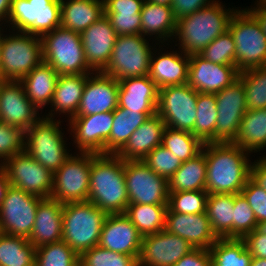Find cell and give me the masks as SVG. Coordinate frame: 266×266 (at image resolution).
<instances>
[{"label":"cell","instance_id":"1","mask_svg":"<svg viewBox=\"0 0 266 266\" xmlns=\"http://www.w3.org/2000/svg\"><path fill=\"white\" fill-rule=\"evenodd\" d=\"M205 148V149H204ZM208 194H240L250 178L248 152L232 142L205 143Z\"/></svg>","mask_w":266,"mask_h":266},{"label":"cell","instance_id":"2","mask_svg":"<svg viewBox=\"0 0 266 266\" xmlns=\"http://www.w3.org/2000/svg\"><path fill=\"white\" fill-rule=\"evenodd\" d=\"M88 202L107 214H123L129 204L124 160L114 154H97L91 161Z\"/></svg>","mask_w":266,"mask_h":266},{"label":"cell","instance_id":"3","mask_svg":"<svg viewBox=\"0 0 266 266\" xmlns=\"http://www.w3.org/2000/svg\"><path fill=\"white\" fill-rule=\"evenodd\" d=\"M219 1L177 20L175 39L187 55L200 54L216 37L228 30L236 9H224ZM178 36V37H177Z\"/></svg>","mask_w":266,"mask_h":266},{"label":"cell","instance_id":"4","mask_svg":"<svg viewBox=\"0 0 266 266\" xmlns=\"http://www.w3.org/2000/svg\"><path fill=\"white\" fill-rule=\"evenodd\" d=\"M107 213L91 202L66 203L62 211V240L79 256L98 246Z\"/></svg>","mask_w":266,"mask_h":266},{"label":"cell","instance_id":"5","mask_svg":"<svg viewBox=\"0 0 266 266\" xmlns=\"http://www.w3.org/2000/svg\"><path fill=\"white\" fill-rule=\"evenodd\" d=\"M43 62L59 75L93 74L88 67L80 33L57 27L41 37Z\"/></svg>","mask_w":266,"mask_h":266},{"label":"cell","instance_id":"6","mask_svg":"<svg viewBox=\"0 0 266 266\" xmlns=\"http://www.w3.org/2000/svg\"><path fill=\"white\" fill-rule=\"evenodd\" d=\"M228 30L235 42V65L239 72L266 66V35L246 9L235 12Z\"/></svg>","mask_w":266,"mask_h":266},{"label":"cell","instance_id":"7","mask_svg":"<svg viewBox=\"0 0 266 266\" xmlns=\"http://www.w3.org/2000/svg\"><path fill=\"white\" fill-rule=\"evenodd\" d=\"M61 121L42 116L25 131L24 150L52 173L57 171L71 155L67 152Z\"/></svg>","mask_w":266,"mask_h":266},{"label":"cell","instance_id":"8","mask_svg":"<svg viewBox=\"0 0 266 266\" xmlns=\"http://www.w3.org/2000/svg\"><path fill=\"white\" fill-rule=\"evenodd\" d=\"M13 33L2 38L1 80L20 81L43 62L41 37L25 32Z\"/></svg>","mask_w":266,"mask_h":266},{"label":"cell","instance_id":"9","mask_svg":"<svg viewBox=\"0 0 266 266\" xmlns=\"http://www.w3.org/2000/svg\"><path fill=\"white\" fill-rule=\"evenodd\" d=\"M145 36L118 35L110 60L102 73L122 80L148 75L152 49Z\"/></svg>","mask_w":266,"mask_h":266},{"label":"cell","instance_id":"10","mask_svg":"<svg viewBox=\"0 0 266 266\" xmlns=\"http://www.w3.org/2000/svg\"><path fill=\"white\" fill-rule=\"evenodd\" d=\"M13 31L42 37L61 25L60 0H12L7 23Z\"/></svg>","mask_w":266,"mask_h":266},{"label":"cell","instance_id":"11","mask_svg":"<svg viewBox=\"0 0 266 266\" xmlns=\"http://www.w3.org/2000/svg\"><path fill=\"white\" fill-rule=\"evenodd\" d=\"M79 155L71 154L53 173L51 198L62 204L88 201L91 161L97 154L79 152Z\"/></svg>","mask_w":266,"mask_h":266},{"label":"cell","instance_id":"12","mask_svg":"<svg viewBox=\"0 0 266 266\" xmlns=\"http://www.w3.org/2000/svg\"><path fill=\"white\" fill-rule=\"evenodd\" d=\"M198 92L187 83L159 89L157 113L165 125L192 132L197 116Z\"/></svg>","mask_w":266,"mask_h":266},{"label":"cell","instance_id":"13","mask_svg":"<svg viewBox=\"0 0 266 266\" xmlns=\"http://www.w3.org/2000/svg\"><path fill=\"white\" fill-rule=\"evenodd\" d=\"M9 184L40 198L51 197L53 173L34 160L25 150L0 163Z\"/></svg>","mask_w":266,"mask_h":266},{"label":"cell","instance_id":"14","mask_svg":"<svg viewBox=\"0 0 266 266\" xmlns=\"http://www.w3.org/2000/svg\"><path fill=\"white\" fill-rule=\"evenodd\" d=\"M124 177L129 204L168 205V181L142 160L124 161Z\"/></svg>","mask_w":266,"mask_h":266},{"label":"cell","instance_id":"15","mask_svg":"<svg viewBox=\"0 0 266 266\" xmlns=\"http://www.w3.org/2000/svg\"><path fill=\"white\" fill-rule=\"evenodd\" d=\"M42 199L10 185L0 205L2 233L29 239L36 218V209Z\"/></svg>","mask_w":266,"mask_h":266},{"label":"cell","instance_id":"16","mask_svg":"<svg viewBox=\"0 0 266 266\" xmlns=\"http://www.w3.org/2000/svg\"><path fill=\"white\" fill-rule=\"evenodd\" d=\"M218 116L215 142H233L238 134L241 120L247 111L246 91L238 78L231 85L215 94Z\"/></svg>","mask_w":266,"mask_h":266},{"label":"cell","instance_id":"17","mask_svg":"<svg viewBox=\"0 0 266 266\" xmlns=\"http://www.w3.org/2000/svg\"><path fill=\"white\" fill-rule=\"evenodd\" d=\"M193 249L185 239L162 230L142 237L138 266H173Z\"/></svg>","mask_w":266,"mask_h":266},{"label":"cell","instance_id":"18","mask_svg":"<svg viewBox=\"0 0 266 266\" xmlns=\"http://www.w3.org/2000/svg\"><path fill=\"white\" fill-rule=\"evenodd\" d=\"M38 112V113H37ZM20 81L4 80L0 86V122L26 131L41 117Z\"/></svg>","mask_w":266,"mask_h":266},{"label":"cell","instance_id":"19","mask_svg":"<svg viewBox=\"0 0 266 266\" xmlns=\"http://www.w3.org/2000/svg\"><path fill=\"white\" fill-rule=\"evenodd\" d=\"M74 143L80 152L106 154V141L113 124V112H102L69 119Z\"/></svg>","mask_w":266,"mask_h":266},{"label":"cell","instance_id":"20","mask_svg":"<svg viewBox=\"0 0 266 266\" xmlns=\"http://www.w3.org/2000/svg\"><path fill=\"white\" fill-rule=\"evenodd\" d=\"M236 65H221L190 55L187 84L200 93L216 94L239 77Z\"/></svg>","mask_w":266,"mask_h":266},{"label":"cell","instance_id":"21","mask_svg":"<svg viewBox=\"0 0 266 266\" xmlns=\"http://www.w3.org/2000/svg\"><path fill=\"white\" fill-rule=\"evenodd\" d=\"M93 75L90 74L86 80L75 116L113 112L118 107L119 81L102 72Z\"/></svg>","mask_w":266,"mask_h":266},{"label":"cell","instance_id":"22","mask_svg":"<svg viewBox=\"0 0 266 266\" xmlns=\"http://www.w3.org/2000/svg\"><path fill=\"white\" fill-rule=\"evenodd\" d=\"M141 244L142 236L125 213L107 215L98 246L139 259Z\"/></svg>","mask_w":266,"mask_h":266},{"label":"cell","instance_id":"23","mask_svg":"<svg viewBox=\"0 0 266 266\" xmlns=\"http://www.w3.org/2000/svg\"><path fill=\"white\" fill-rule=\"evenodd\" d=\"M117 36L105 15L80 33L85 59L92 73L102 72L105 69Z\"/></svg>","mask_w":266,"mask_h":266},{"label":"cell","instance_id":"24","mask_svg":"<svg viewBox=\"0 0 266 266\" xmlns=\"http://www.w3.org/2000/svg\"><path fill=\"white\" fill-rule=\"evenodd\" d=\"M165 230L185 239L194 248L209 249L219 239L212 230L206 212L185 214L167 209Z\"/></svg>","mask_w":266,"mask_h":266},{"label":"cell","instance_id":"25","mask_svg":"<svg viewBox=\"0 0 266 266\" xmlns=\"http://www.w3.org/2000/svg\"><path fill=\"white\" fill-rule=\"evenodd\" d=\"M158 96L159 89L148 75L119 80L118 107L150 117L157 113Z\"/></svg>","mask_w":266,"mask_h":266},{"label":"cell","instance_id":"26","mask_svg":"<svg viewBox=\"0 0 266 266\" xmlns=\"http://www.w3.org/2000/svg\"><path fill=\"white\" fill-rule=\"evenodd\" d=\"M63 206L64 204L51 197L43 198L39 202L34 226L28 239L35 248L62 240Z\"/></svg>","mask_w":266,"mask_h":266},{"label":"cell","instance_id":"27","mask_svg":"<svg viewBox=\"0 0 266 266\" xmlns=\"http://www.w3.org/2000/svg\"><path fill=\"white\" fill-rule=\"evenodd\" d=\"M166 125L156 113L150 116L129 137L126 145L116 154L124 161H141L162 143Z\"/></svg>","mask_w":266,"mask_h":266},{"label":"cell","instance_id":"28","mask_svg":"<svg viewBox=\"0 0 266 266\" xmlns=\"http://www.w3.org/2000/svg\"><path fill=\"white\" fill-rule=\"evenodd\" d=\"M180 54L175 51L163 54L161 52L158 57L154 58L155 55L152 52L148 76L156 84L158 89L187 83L190 55L184 52Z\"/></svg>","mask_w":266,"mask_h":266},{"label":"cell","instance_id":"29","mask_svg":"<svg viewBox=\"0 0 266 266\" xmlns=\"http://www.w3.org/2000/svg\"><path fill=\"white\" fill-rule=\"evenodd\" d=\"M89 75L90 74L59 75L50 103V105L54 107V110L51 109V113L49 112L45 118L54 119V111H56V114L58 111V113H67L66 115H69V118L72 119L79 109V103Z\"/></svg>","mask_w":266,"mask_h":266},{"label":"cell","instance_id":"30","mask_svg":"<svg viewBox=\"0 0 266 266\" xmlns=\"http://www.w3.org/2000/svg\"><path fill=\"white\" fill-rule=\"evenodd\" d=\"M61 27L81 33L104 15L103 0H60Z\"/></svg>","mask_w":266,"mask_h":266},{"label":"cell","instance_id":"31","mask_svg":"<svg viewBox=\"0 0 266 266\" xmlns=\"http://www.w3.org/2000/svg\"><path fill=\"white\" fill-rule=\"evenodd\" d=\"M58 76L49 64L42 62L20 80L26 96L38 109L51 103Z\"/></svg>","mask_w":266,"mask_h":266},{"label":"cell","instance_id":"32","mask_svg":"<svg viewBox=\"0 0 266 266\" xmlns=\"http://www.w3.org/2000/svg\"><path fill=\"white\" fill-rule=\"evenodd\" d=\"M141 35L156 36L163 42L173 37L176 32L177 20L174 18L172 7L159 5L145 0L141 9Z\"/></svg>","mask_w":266,"mask_h":266},{"label":"cell","instance_id":"33","mask_svg":"<svg viewBox=\"0 0 266 266\" xmlns=\"http://www.w3.org/2000/svg\"><path fill=\"white\" fill-rule=\"evenodd\" d=\"M251 153L266 147V108L247 110L241 120L238 134L232 142Z\"/></svg>","mask_w":266,"mask_h":266},{"label":"cell","instance_id":"34","mask_svg":"<svg viewBox=\"0 0 266 266\" xmlns=\"http://www.w3.org/2000/svg\"><path fill=\"white\" fill-rule=\"evenodd\" d=\"M206 157L201 151L194 158L182 162L180 168L168 180V192L206 189Z\"/></svg>","mask_w":266,"mask_h":266},{"label":"cell","instance_id":"35","mask_svg":"<svg viewBox=\"0 0 266 266\" xmlns=\"http://www.w3.org/2000/svg\"><path fill=\"white\" fill-rule=\"evenodd\" d=\"M148 118L145 113L117 107L113 111V124L106 141V154L116 155L126 145L131 134Z\"/></svg>","mask_w":266,"mask_h":266},{"label":"cell","instance_id":"36","mask_svg":"<svg viewBox=\"0 0 266 266\" xmlns=\"http://www.w3.org/2000/svg\"><path fill=\"white\" fill-rule=\"evenodd\" d=\"M234 194H208L206 214L218 238L233 239Z\"/></svg>","mask_w":266,"mask_h":266},{"label":"cell","instance_id":"37","mask_svg":"<svg viewBox=\"0 0 266 266\" xmlns=\"http://www.w3.org/2000/svg\"><path fill=\"white\" fill-rule=\"evenodd\" d=\"M168 205L128 204L125 215L135 225L142 237L165 230Z\"/></svg>","mask_w":266,"mask_h":266},{"label":"cell","instance_id":"38","mask_svg":"<svg viewBox=\"0 0 266 266\" xmlns=\"http://www.w3.org/2000/svg\"><path fill=\"white\" fill-rule=\"evenodd\" d=\"M36 248L25 237L0 234V266H35Z\"/></svg>","mask_w":266,"mask_h":266},{"label":"cell","instance_id":"39","mask_svg":"<svg viewBox=\"0 0 266 266\" xmlns=\"http://www.w3.org/2000/svg\"><path fill=\"white\" fill-rule=\"evenodd\" d=\"M209 252L211 266H250L252 260L242 239L219 238Z\"/></svg>","mask_w":266,"mask_h":266},{"label":"cell","instance_id":"40","mask_svg":"<svg viewBox=\"0 0 266 266\" xmlns=\"http://www.w3.org/2000/svg\"><path fill=\"white\" fill-rule=\"evenodd\" d=\"M196 111L194 130L191 133L203 144L214 143L218 116L215 94L198 92Z\"/></svg>","mask_w":266,"mask_h":266},{"label":"cell","instance_id":"41","mask_svg":"<svg viewBox=\"0 0 266 266\" xmlns=\"http://www.w3.org/2000/svg\"><path fill=\"white\" fill-rule=\"evenodd\" d=\"M161 145L181 162L194 158L202 151L203 143L189 131L165 127Z\"/></svg>","mask_w":266,"mask_h":266},{"label":"cell","instance_id":"42","mask_svg":"<svg viewBox=\"0 0 266 266\" xmlns=\"http://www.w3.org/2000/svg\"><path fill=\"white\" fill-rule=\"evenodd\" d=\"M238 78L245 87L247 110L266 108V66L242 71Z\"/></svg>","mask_w":266,"mask_h":266},{"label":"cell","instance_id":"43","mask_svg":"<svg viewBox=\"0 0 266 266\" xmlns=\"http://www.w3.org/2000/svg\"><path fill=\"white\" fill-rule=\"evenodd\" d=\"M80 256L63 240L36 248L35 266H79Z\"/></svg>","mask_w":266,"mask_h":266},{"label":"cell","instance_id":"44","mask_svg":"<svg viewBox=\"0 0 266 266\" xmlns=\"http://www.w3.org/2000/svg\"><path fill=\"white\" fill-rule=\"evenodd\" d=\"M79 266H138L135 256L94 246L80 255Z\"/></svg>","mask_w":266,"mask_h":266},{"label":"cell","instance_id":"45","mask_svg":"<svg viewBox=\"0 0 266 266\" xmlns=\"http://www.w3.org/2000/svg\"><path fill=\"white\" fill-rule=\"evenodd\" d=\"M207 197L208 193L205 190L169 193L168 209L185 214L205 213Z\"/></svg>","mask_w":266,"mask_h":266},{"label":"cell","instance_id":"46","mask_svg":"<svg viewBox=\"0 0 266 266\" xmlns=\"http://www.w3.org/2000/svg\"><path fill=\"white\" fill-rule=\"evenodd\" d=\"M235 42L230 31L227 30L216 37L201 52L205 60L221 65H235Z\"/></svg>","mask_w":266,"mask_h":266},{"label":"cell","instance_id":"47","mask_svg":"<svg viewBox=\"0 0 266 266\" xmlns=\"http://www.w3.org/2000/svg\"><path fill=\"white\" fill-rule=\"evenodd\" d=\"M258 222L245 197L234 194L233 239H243L257 228Z\"/></svg>","mask_w":266,"mask_h":266},{"label":"cell","instance_id":"48","mask_svg":"<svg viewBox=\"0 0 266 266\" xmlns=\"http://www.w3.org/2000/svg\"><path fill=\"white\" fill-rule=\"evenodd\" d=\"M142 161L167 181L182 164L178 157L162 145L155 147Z\"/></svg>","mask_w":266,"mask_h":266},{"label":"cell","instance_id":"49","mask_svg":"<svg viewBox=\"0 0 266 266\" xmlns=\"http://www.w3.org/2000/svg\"><path fill=\"white\" fill-rule=\"evenodd\" d=\"M25 132L0 122V159H6L24 151Z\"/></svg>","mask_w":266,"mask_h":266},{"label":"cell","instance_id":"50","mask_svg":"<svg viewBox=\"0 0 266 266\" xmlns=\"http://www.w3.org/2000/svg\"><path fill=\"white\" fill-rule=\"evenodd\" d=\"M241 194L252 208L258 224L266 221V191L249 178Z\"/></svg>","mask_w":266,"mask_h":266},{"label":"cell","instance_id":"51","mask_svg":"<svg viewBox=\"0 0 266 266\" xmlns=\"http://www.w3.org/2000/svg\"><path fill=\"white\" fill-rule=\"evenodd\" d=\"M117 35L141 34L140 13H104Z\"/></svg>","mask_w":266,"mask_h":266},{"label":"cell","instance_id":"52","mask_svg":"<svg viewBox=\"0 0 266 266\" xmlns=\"http://www.w3.org/2000/svg\"><path fill=\"white\" fill-rule=\"evenodd\" d=\"M104 13H141L145 0H103Z\"/></svg>","mask_w":266,"mask_h":266},{"label":"cell","instance_id":"53","mask_svg":"<svg viewBox=\"0 0 266 266\" xmlns=\"http://www.w3.org/2000/svg\"><path fill=\"white\" fill-rule=\"evenodd\" d=\"M214 0H173L172 11L176 20L190 15L213 3Z\"/></svg>","mask_w":266,"mask_h":266},{"label":"cell","instance_id":"54","mask_svg":"<svg viewBox=\"0 0 266 266\" xmlns=\"http://www.w3.org/2000/svg\"><path fill=\"white\" fill-rule=\"evenodd\" d=\"M252 257L266 258V234L257 228L242 239Z\"/></svg>","mask_w":266,"mask_h":266},{"label":"cell","instance_id":"55","mask_svg":"<svg viewBox=\"0 0 266 266\" xmlns=\"http://www.w3.org/2000/svg\"><path fill=\"white\" fill-rule=\"evenodd\" d=\"M173 266H211L209 249L195 248Z\"/></svg>","mask_w":266,"mask_h":266},{"label":"cell","instance_id":"56","mask_svg":"<svg viewBox=\"0 0 266 266\" xmlns=\"http://www.w3.org/2000/svg\"><path fill=\"white\" fill-rule=\"evenodd\" d=\"M250 178L266 191V157L251 163Z\"/></svg>","mask_w":266,"mask_h":266},{"label":"cell","instance_id":"57","mask_svg":"<svg viewBox=\"0 0 266 266\" xmlns=\"http://www.w3.org/2000/svg\"><path fill=\"white\" fill-rule=\"evenodd\" d=\"M246 10L258 21L261 30L266 35V8L257 6Z\"/></svg>","mask_w":266,"mask_h":266},{"label":"cell","instance_id":"58","mask_svg":"<svg viewBox=\"0 0 266 266\" xmlns=\"http://www.w3.org/2000/svg\"><path fill=\"white\" fill-rule=\"evenodd\" d=\"M10 186L6 173L0 165V205L5 198L8 187Z\"/></svg>","mask_w":266,"mask_h":266},{"label":"cell","instance_id":"59","mask_svg":"<svg viewBox=\"0 0 266 266\" xmlns=\"http://www.w3.org/2000/svg\"><path fill=\"white\" fill-rule=\"evenodd\" d=\"M11 2L12 0H0V22L6 21L9 16L10 8H11Z\"/></svg>","mask_w":266,"mask_h":266},{"label":"cell","instance_id":"60","mask_svg":"<svg viewBox=\"0 0 266 266\" xmlns=\"http://www.w3.org/2000/svg\"><path fill=\"white\" fill-rule=\"evenodd\" d=\"M250 266H266V258L252 257Z\"/></svg>","mask_w":266,"mask_h":266},{"label":"cell","instance_id":"61","mask_svg":"<svg viewBox=\"0 0 266 266\" xmlns=\"http://www.w3.org/2000/svg\"><path fill=\"white\" fill-rule=\"evenodd\" d=\"M148 2H153L159 5H164V6H172L173 0H146Z\"/></svg>","mask_w":266,"mask_h":266},{"label":"cell","instance_id":"62","mask_svg":"<svg viewBox=\"0 0 266 266\" xmlns=\"http://www.w3.org/2000/svg\"><path fill=\"white\" fill-rule=\"evenodd\" d=\"M257 229L263 233V234H266V221L262 222V223H259L257 225Z\"/></svg>","mask_w":266,"mask_h":266},{"label":"cell","instance_id":"63","mask_svg":"<svg viewBox=\"0 0 266 266\" xmlns=\"http://www.w3.org/2000/svg\"><path fill=\"white\" fill-rule=\"evenodd\" d=\"M2 38H3V33H1V27H0V79H1V66H2V60H1Z\"/></svg>","mask_w":266,"mask_h":266},{"label":"cell","instance_id":"64","mask_svg":"<svg viewBox=\"0 0 266 266\" xmlns=\"http://www.w3.org/2000/svg\"><path fill=\"white\" fill-rule=\"evenodd\" d=\"M256 6L266 8V0H257Z\"/></svg>","mask_w":266,"mask_h":266}]
</instances>
